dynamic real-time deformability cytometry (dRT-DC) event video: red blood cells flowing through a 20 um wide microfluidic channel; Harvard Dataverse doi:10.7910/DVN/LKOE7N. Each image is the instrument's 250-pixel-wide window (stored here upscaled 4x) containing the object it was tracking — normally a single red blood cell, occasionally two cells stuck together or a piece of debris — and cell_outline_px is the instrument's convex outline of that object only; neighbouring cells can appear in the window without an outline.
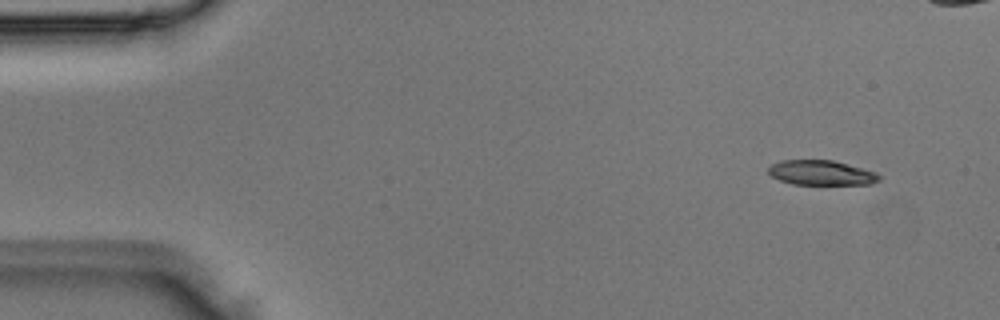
{"species": "Egyptian fruit bat (a non-hibernating species)", "species_latin": "Rousettus aegyptiacus", "temperature_condition": "room temperature", "stored_images_in_passage": 5, "camera_frame_rate_fps": 3000, "um_per_image_px": 0.085, "animal": {"sex": "male"}, "frame": {"image": 1, "passage_image": 1, "time_ms": 0.0, "image_size_px": [1000, 320], "cell_outline_px": [[880, 180], [872, 184], [792, 184], [780, 180], [772, 176], [768, 172], [768, 168], [772, 164], [780, 160], [832, 160], [876, 172], [880, 176]], "centroid_in_image_um": [69.8, 14.68], "position_along_channel_um": 15.2, "area_um2": 15.9}}